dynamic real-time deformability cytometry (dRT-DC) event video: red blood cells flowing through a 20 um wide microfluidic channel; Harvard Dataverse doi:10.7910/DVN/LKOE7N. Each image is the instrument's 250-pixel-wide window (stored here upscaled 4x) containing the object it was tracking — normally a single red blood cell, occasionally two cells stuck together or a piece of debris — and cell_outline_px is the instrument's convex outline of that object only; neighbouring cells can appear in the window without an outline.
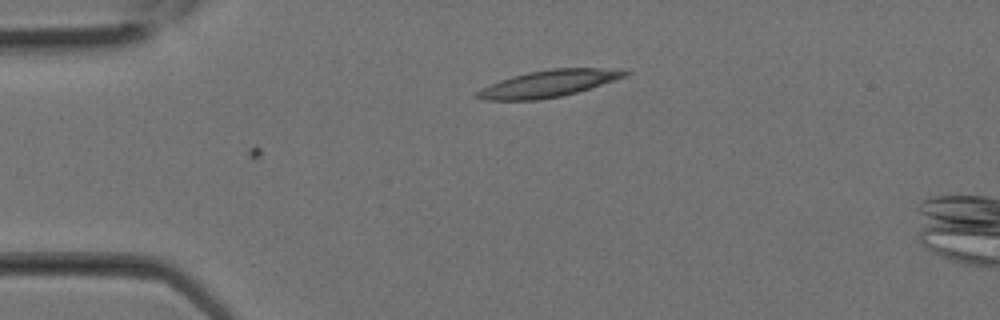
{"species": "Egyptian fruit bat (a non-hibernating species)", "species_latin": "Rousettus aegyptiacus", "temperature_condition": "room temperature", "stored_images_in_passage": 5, "camera_frame_rate_fps": 3000, "um_per_image_px": 0.085, "animal": {"sex": "female"}, "frame": {"image": 1, "passage_image": 5, "time_ms": 1.333, "image_size_px": [1000, 320], "cell_outline_px": [[632, 72], [628, 76], [576, 92], [560, 96], [536, 100], [484, 100], [472, 96], [476, 92], [500, 80], [512, 76], [528, 72], [552, 68], [600, 68]], "centroid_in_image_um": [46.6, 7.1], "position_along_channel_um": 38.4, "area_um2": 22.77}}